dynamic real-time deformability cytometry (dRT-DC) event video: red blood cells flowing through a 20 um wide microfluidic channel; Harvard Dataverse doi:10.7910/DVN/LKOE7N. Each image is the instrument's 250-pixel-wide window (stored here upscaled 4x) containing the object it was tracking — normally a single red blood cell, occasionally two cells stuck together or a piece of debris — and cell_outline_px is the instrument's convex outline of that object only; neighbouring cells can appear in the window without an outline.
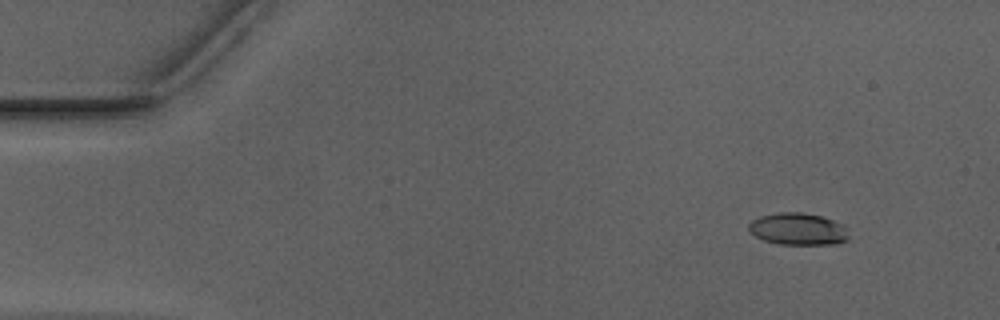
{"species": "Egyptian fruit bat (a non-hibernating species)", "species_latin": "Rousettus aegyptiacus", "temperature_condition": "warm", "stored_images_in_passage": 53, "camera_frame_rate_fps": 3000, "um_per_image_px": 0.085, "animal": {"sex": "male"}, "frame": {"image": 1, "passage_image": 6, "time_ms": 1.667, "image_size_px": [1000, 320], "cell_outline_px": [[848, 240], [836, 244], [780, 244], [764, 240], [756, 236], [748, 228], [748, 224], [752, 220], [760, 216], [780, 212], [800, 212], [820, 216], [844, 224], [848, 228]], "centroid_in_image_um": [67.87, 19.47], "position_along_channel_um": 17.1, "area_um2": 18.67}}
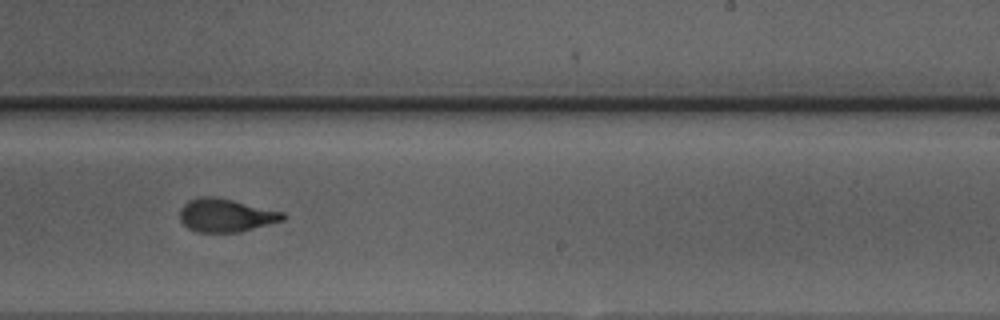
{"frame": {"image": 2, "passage_image": 33, "time_ms": 10.667, "image_size_px": [1000, 320], "cell_outline_px": [[288, 216], [284, 220], [240, 232], [196, 232], [188, 228], [180, 220], [180, 208], [188, 200], [200, 196], [216, 196], [284, 212]], "centroid_in_image_um": [19.2, 18.29], "position_along_channel_um": 269.8, "area_um2": 20.11}}
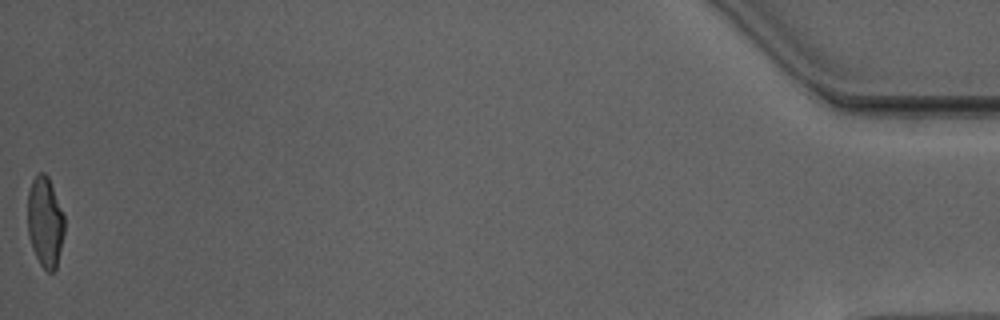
{"frame": {"image": 3, "passage_image": 53, "time_ms": 17.333, "image_size_px": [1000, 320], "cell_outline_px": [[64, 232], [56, 268], [52, 272], [48, 272], [40, 264], [32, 248], [28, 232], [28, 192], [32, 180], [40, 172], [44, 172], [48, 176], [64, 216]], "centroid_in_image_um": [3.83, 18.87], "position_along_channel_um": 431.4, "area_um2": 19.13}, "authors_computed_cell_mechanics": {"area_um2": 19.7098, "velocity_mm_per_s": 3.9676, "shape_relaxation_time_tau1_ms": 4.1906, "shape_relaxation_time_tau2_ms": 0.9452, "deformation_change_tau1": 0.2069, "deformation_change_tau2": 0.0876}}